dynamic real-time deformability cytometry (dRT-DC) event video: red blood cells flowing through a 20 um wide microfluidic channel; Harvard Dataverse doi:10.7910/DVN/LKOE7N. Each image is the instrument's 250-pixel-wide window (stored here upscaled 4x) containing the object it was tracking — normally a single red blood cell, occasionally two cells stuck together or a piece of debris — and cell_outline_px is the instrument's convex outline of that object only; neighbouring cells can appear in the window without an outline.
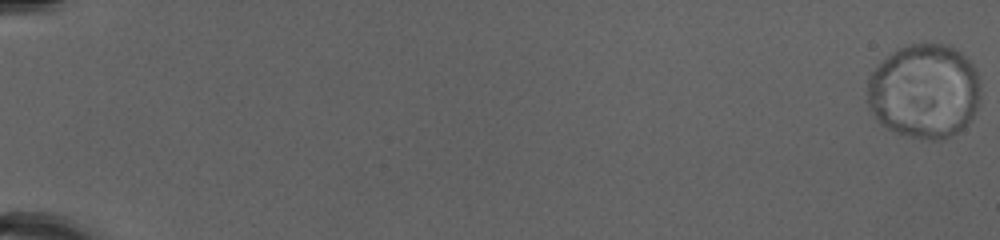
{"species": "human", "species_latin": "Homo sapiens", "temperature_condition": "cold", "stored_images_in_passage": 55, "camera_frame_rate_fps": 3000, "um_per_image_px": 0.085, "donor": {"sex": "female"}, "frame": {"image": 1, "passage_image": 1, "time_ms": 0.0, "image_size_px": [1000, 240], "cell_outline_px": [[980, 96], [976, 108], [972, 116], [956, 132], [940, 140], [928, 140], [896, 132], [888, 128], [868, 108], [868, 80], [872, 72], [892, 52], [908, 44], [948, 44], [956, 48], [976, 68], [980, 80]], "centroid_in_image_um": [78.59, 7.72], "position_along_channel_um": 6.4, "area_um2": 61.79}}
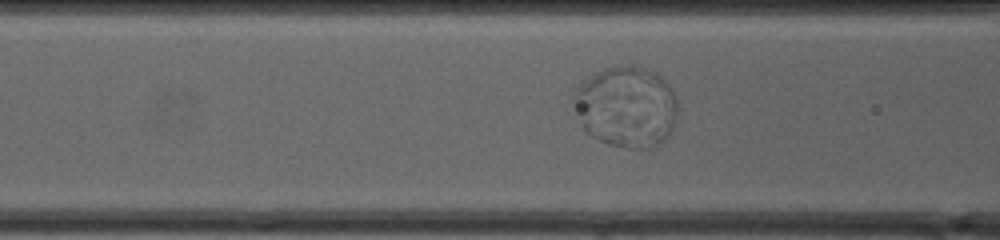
{"frame": {"image": 2, "passage_image": 25, "time_ms": 8.0, "image_size_px": [1000, 240], "cell_outline_px": [[676, 112], [672, 128], [668, 136], [664, 140], [648, 148], [628, 148], [608, 144], [592, 136], [584, 128], [572, 96], [576, 88], [580, 84], [596, 72], [604, 68], [616, 64], [636, 64], [648, 68], [656, 72], [664, 80], [676, 96]], "centroid_in_image_um": [53.25, 9.03], "position_along_channel_um": 113.3, "area_um2": 48.96}}
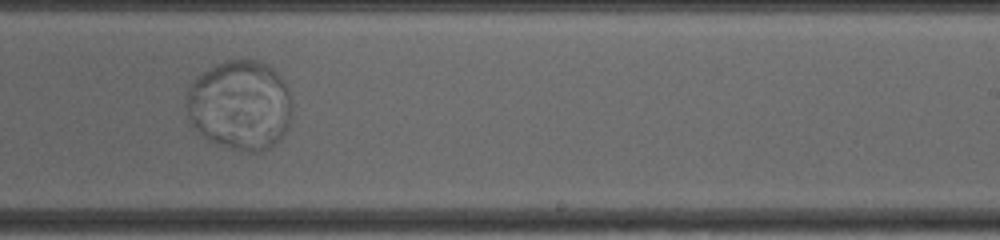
{"frame": {"image": 3, "passage_image": 37, "time_ms": 12.0, "image_size_px": [1000, 240], "cell_outline_px": [[292, 96], [288, 128], [284, 136], [276, 144], [260, 152], [248, 152], [208, 140], [188, 120], [188, 84], [192, 80], [216, 64], [228, 60], [260, 60], [268, 64], [284, 80]], "centroid_in_image_um": [20.44, 8.92], "position_along_channel_um": 268.6, "area_um2": 55.31}}